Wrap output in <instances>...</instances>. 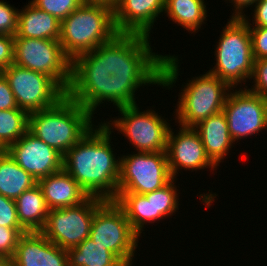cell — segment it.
Listing matches in <instances>:
<instances>
[{"instance_id":"8fae6325","label":"cell","mask_w":267,"mask_h":266,"mask_svg":"<svg viewBox=\"0 0 267 266\" xmlns=\"http://www.w3.org/2000/svg\"><path fill=\"white\" fill-rule=\"evenodd\" d=\"M105 201L89 196L74 207L49 210L45 226L40 232L64 250L74 248L90 237L94 213Z\"/></svg>"},{"instance_id":"f546056e","label":"cell","mask_w":267,"mask_h":266,"mask_svg":"<svg viewBox=\"0 0 267 266\" xmlns=\"http://www.w3.org/2000/svg\"><path fill=\"white\" fill-rule=\"evenodd\" d=\"M18 11L4 0L0 1V35L15 36L17 32Z\"/></svg>"},{"instance_id":"52a82bcc","label":"cell","mask_w":267,"mask_h":266,"mask_svg":"<svg viewBox=\"0 0 267 266\" xmlns=\"http://www.w3.org/2000/svg\"><path fill=\"white\" fill-rule=\"evenodd\" d=\"M117 109L121 116L113 117V121L110 118V121L102 122L107 129L123 133L137 152H166L167 137L172 126L167 118L164 119L165 116L162 118L151 107V110L141 112L137 104Z\"/></svg>"},{"instance_id":"cb8c5ba5","label":"cell","mask_w":267,"mask_h":266,"mask_svg":"<svg viewBox=\"0 0 267 266\" xmlns=\"http://www.w3.org/2000/svg\"><path fill=\"white\" fill-rule=\"evenodd\" d=\"M114 201L124 211L132 229L141 237L144 226L153 223L152 197L138 193H117Z\"/></svg>"},{"instance_id":"9c48e42d","label":"cell","mask_w":267,"mask_h":266,"mask_svg":"<svg viewBox=\"0 0 267 266\" xmlns=\"http://www.w3.org/2000/svg\"><path fill=\"white\" fill-rule=\"evenodd\" d=\"M14 64L48 75L65 92L69 89L72 61L59 40L14 37Z\"/></svg>"},{"instance_id":"603a6c76","label":"cell","mask_w":267,"mask_h":266,"mask_svg":"<svg viewBox=\"0 0 267 266\" xmlns=\"http://www.w3.org/2000/svg\"><path fill=\"white\" fill-rule=\"evenodd\" d=\"M205 4L204 0H165L164 13L189 33H198V29L207 21L208 10Z\"/></svg>"},{"instance_id":"8992f818","label":"cell","mask_w":267,"mask_h":266,"mask_svg":"<svg viewBox=\"0 0 267 266\" xmlns=\"http://www.w3.org/2000/svg\"><path fill=\"white\" fill-rule=\"evenodd\" d=\"M181 89L174 119L178 125L185 127H195L209 116L223 111L227 97L233 90L228 83L208 71L191 78Z\"/></svg>"},{"instance_id":"7a4b0ae2","label":"cell","mask_w":267,"mask_h":266,"mask_svg":"<svg viewBox=\"0 0 267 266\" xmlns=\"http://www.w3.org/2000/svg\"><path fill=\"white\" fill-rule=\"evenodd\" d=\"M99 123L66 152L63 169L88 196L114 200L120 176V157L116 159L113 153L111 130Z\"/></svg>"},{"instance_id":"83f0119b","label":"cell","mask_w":267,"mask_h":266,"mask_svg":"<svg viewBox=\"0 0 267 266\" xmlns=\"http://www.w3.org/2000/svg\"><path fill=\"white\" fill-rule=\"evenodd\" d=\"M37 8L53 15L60 22L76 10L82 3V0H31Z\"/></svg>"},{"instance_id":"f1b7e54d","label":"cell","mask_w":267,"mask_h":266,"mask_svg":"<svg viewBox=\"0 0 267 266\" xmlns=\"http://www.w3.org/2000/svg\"><path fill=\"white\" fill-rule=\"evenodd\" d=\"M26 232L24 228L0 226V256L11 259L20 236Z\"/></svg>"},{"instance_id":"1f68e13d","label":"cell","mask_w":267,"mask_h":266,"mask_svg":"<svg viewBox=\"0 0 267 266\" xmlns=\"http://www.w3.org/2000/svg\"><path fill=\"white\" fill-rule=\"evenodd\" d=\"M0 226L10 228H23L17 217L15 200L0 194Z\"/></svg>"},{"instance_id":"e0dca14e","label":"cell","mask_w":267,"mask_h":266,"mask_svg":"<svg viewBox=\"0 0 267 266\" xmlns=\"http://www.w3.org/2000/svg\"><path fill=\"white\" fill-rule=\"evenodd\" d=\"M11 266H69L68 254L40 231L26 232L18 240Z\"/></svg>"},{"instance_id":"5bb4252c","label":"cell","mask_w":267,"mask_h":266,"mask_svg":"<svg viewBox=\"0 0 267 266\" xmlns=\"http://www.w3.org/2000/svg\"><path fill=\"white\" fill-rule=\"evenodd\" d=\"M6 151L36 181L63 169V155L29 130Z\"/></svg>"},{"instance_id":"ac0fdd59","label":"cell","mask_w":267,"mask_h":266,"mask_svg":"<svg viewBox=\"0 0 267 266\" xmlns=\"http://www.w3.org/2000/svg\"><path fill=\"white\" fill-rule=\"evenodd\" d=\"M49 210L74 207L89 196L64 169L37 181Z\"/></svg>"},{"instance_id":"e575fe53","label":"cell","mask_w":267,"mask_h":266,"mask_svg":"<svg viewBox=\"0 0 267 266\" xmlns=\"http://www.w3.org/2000/svg\"><path fill=\"white\" fill-rule=\"evenodd\" d=\"M253 7L254 10L251 13L254 19H252L253 24H251L249 17L246 15L242 17L247 22L248 27H267V0H258Z\"/></svg>"},{"instance_id":"ba28073f","label":"cell","mask_w":267,"mask_h":266,"mask_svg":"<svg viewBox=\"0 0 267 266\" xmlns=\"http://www.w3.org/2000/svg\"><path fill=\"white\" fill-rule=\"evenodd\" d=\"M139 237L114 200H106L95 211L90 238L114 253L124 264L132 266Z\"/></svg>"},{"instance_id":"30bf717a","label":"cell","mask_w":267,"mask_h":266,"mask_svg":"<svg viewBox=\"0 0 267 266\" xmlns=\"http://www.w3.org/2000/svg\"><path fill=\"white\" fill-rule=\"evenodd\" d=\"M173 179L166 152H133L120 156L117 193L146 194L160 189Z\"/></svg>"},{"instance_id":"4316f807","label":"cell","mask_w":267,"mask_h":266,"mask_svg":"<svg viewBox=\"0 0 267 266\" xmlns=\"http://www.w3.org/2000/svg\"><path fill=\"white\" fill-rule=\"evenodd\" d=\"M177 178H173L167 185L153 192L144 194L152 197L153 223L161 219L171 217L179 209V195L176 187ZM167 216V217H166Z\"/></svg>"},{"instance_id":"d6986e66","label":"cell","mask_w":267,"mask_h":266,"mask_svg":"<svg viewBox=\"0 0 267 266\" xmlns=\"http://www.w3.org/2000/svg\"><path fill=\"white\" fill-rule=\"evenodd\" d=\"M193 128L199 134L207 156L216 166H219L235 144L229 133L225 113L221 111L211 115Z\"/></svg>"},{"instance_id":"d4e9b609","label":"cell","mask_w":267,"mask_h":266,"mask_svg":"<svg viewBox=\"0 0 267 266\" xmlns=\"http://www.w3.org/2000/svg\"><path fill=\"white\" fill-rule=\"evenodd\" d=\"M69 266H121L123 262L112 252L87 237L67 250Z\"/></svg>"},{"instance_id":"5b68a950","label":"cell","mask_w":267,"mask_h":266,"mask_svg":"<svg viewBox=\"0 0 267 266\" xmlns=\"http://www.w3.org/2000/svg\"><path fill=\"white\" fill-rule=\"evenodd\" d=\"M230 18L223 27L219 42H216V64L208 72L232 88L242 83H245L246 88V81L251 79L255 62L251 34L243 18Z\"/></svg>"},{"instance_id":"4fadbf2b","label":"cell","mask_w":267,"mask_h":266,"mask_svg":"<svg viewBox=\"0 0 267 266\" xmlns=\"http://www.w3.org/2000/svg\"><path fill=\"white\" fill-rule=\"evenodd\" d=\"M223 112L234 142L267 130V98L245 87L230 91Z\"/></svg>"},{"instance_id":"d590c367","label":"cell","mask_w":267,"mask_h":266,"mask_svg":"<svg viewBox=\"0 0 267 266\" xmlns=\"http://www.w3.org/2000/svg\"><path fill=\"white\" fill-rule=\"evenodd\" d=\"M18 108L14 94L9 87L5 76L0 74V110H9Z\"/></svg>"},{"instance_id":"8d00e7d4","label":"cell","mask_w":267,"mask_h":266,"mask_svg":"<svg viewBox=\"0 0 267 266\" xmlns=\"http://www.w3.org/2000/svg\"><path fill=\"white\" fill-rule=\"evenodd\" d=\"M228 0H225V2ZM258 0H229V3H233L234 13H232L231 17L242 18L245 13L244 8L252 7Z\"/></svg>"},{"instance_id":"484cf974","label":"cell","mask_w":267,"mask_h":266,"mask_svg":"<svg viewBox=\"0 0 267 266\" xmlns=\"http://www.w3.org/2000/svg\"><path fill=\"white\" fill-rule=\"evenodd\" d=\"M29 113L21 108L0 110V150H6L28 131Z\"/></svg>"},{"instance_id":"44dd1931","label":"cell","mask_w":267,"mask_h":266,"mask_svg":"<svg viewBox=\"0 0 267 266\" xmlns=\"http://www.w3.org/2000/svg\"><path fill=\"white\" fill-rule=\"evenodd\" d=\"M15 203L18 221L27 232L41 231L44 228L49 208L38 184L25 190Z\"/></svg>"},{"instance_id":"3957f363","label":"cell","mask_w":267,"mask_h":266,"mask_svg":"<svg viewBox=\"0 0 267 266\" xmlns=\"http://www.w3.org/2000/svg\"><path fill=\"white\" fill-rule=\"evenodd\" d=\"M94 116L67 94L54 106L29 113L28 130L63 156L93 127Z\"/></svg>"},{"instance_id":"ffe728a7","label":"cell","mask_w":267,"mask_h":266,"mask_svg":"<svg viewBox=\"0 0 267 266\" xmlns=\"http://www.w3.org/2000/svg\"><path fill=\"white\" fill-rule=\"evenodd\" d=\"M18 11L17 32L14 37L59 40L61 22L31 2Z\"/></svg>"},{"instance_id":"836d02e7","label":"cell","mask_w":267,"mask_h":266,"mask_svg":"<svg viewBox=\"0 0 267 266\" xmlns=\"http://www.w3.org/2000/svg\"><path fill=\"white\" fill-rule=\"evenodd\" d=\"M14 63V36L0 35V72Z\"/></svg>"},{"instance_id":"7402d4cb","label":"cell","mask_w":267,"mask_h":266,"mask_svg":"<svg viewBox=\"0 0 267 266\" xmlns=\"http://www.w3.org/2000/svg\"><path fill=\"white\" fill-rule=\"evenodd\" d=\"M37 181L6 150H0V194L16 200L25 190L34 187Z\"/></svg>"},{"instance_id":"2e32d148","label":"cell","mask_w":267,"mask_h":266,"mask_svg":"<svg viewBox=\"0 0 267 266\" xmlns=\"http://www.w3.org/2000/svg\"><path fill=\"white\" fill-rule=\"evenodd\" d=\"M164 10L165 0H118L113 8L116 30L151 36L153 25Z\"/></svg>"},{"instance_id":"6da1fadb","label":"cell","mask_w":267,"mask_h":266,"mask_svg":"<svg viewBox=\"0 0 267 266\" xmlns=\"http://www.w3.org/2000/svg\"><path fill=\"white\" fill-rule=\"evenodd\" d=\"M150 37L118 33L111 41L77 56L66 94L94 116L104 102L115 108L136 105L135 92L141 86L157 84L170 90L180 75L178 55L153 52Z\"/></svg>"},{"instance_id":"7c38bea8","label":"cell","mask_w":267,"mask_h":266,"mask_svg":"<svg viewBox=\"0 0 267 266\" xmlns=\"http://www.w3.org/2000/svg\"><path fill=\"white\" fill-rule=\"evenodd\" d=\"M2 74L8 81L18 108L28 113L54 106L66 92L48 75L11 64Z\"/></svg>"},{"instance_id":"f35d334b","label":"cell","mask_w":267,"mask_h":266,"mask_svg":"<svg viewBox=\"0 0 267 266\" xmlns=\"http://www.w3.org/2000/svg\"><path fill=\"white\" fill-rule=\"evenodd\" d=\"M0 266H11V259L0 256Z\"/></svg>"},{"instance_id":"9a60e30c","label":"cell","mask_w":267,"mask_h":266,"mask_svg":"<svg viewBox=\"0 0 267 266\" xmlns=\"http://www.w3.org/2000/svg\"><path fill=\"white\" fill-rule=\"evenodd\" d=\"M178 133L170 127L167 137V160L173 178L179 171L216 170L217 166L207 156L199 134L193 127L179 125Z\"/></svg>"},{"instance_id":"277c9868","label":"cell","mask_w":267,"mask_h":266,"mask_svg":"<svg viewBox=\"0 0 267 266\" xmlns=\"http://www.w3.org/2000/svg\"><path fill=\"white\" fill-rule=\"evenodd\" d=\"M117 34L112 7L82 3L61 21L59 41L65 55L73 61L111 41Z\"/></svg>"},{"instance_id":"d6a6232c","label":"cell","mask_w":267,"mask_h":266,"mask_svg":"<svg viewBox=\"0 0 267 266\" xmlns=\"http://www.w3.org/2000/svg\"><path fill=\"white\" fill-rule=\"evenodd\" d=\"M251 39L254 59L267 58V27H248Z\"/></svg>"},{"instance_id":"4dcf8cb0","label":"cell","mask_w":267,"mask_h":266,"mask_svg":"<svg viewBox=\"0 0 267 266\" xmlns=\"http://www.w3.org/2000/svg\"><path fill=\"white\" fill-rule=\"evenodd\" d=\"M252 86L246 87L250 92L267 98V58L257 59L254 62L253 74L251 76Z\"/></svg>"},{"instance_id":"74e56055","label":"cell","mask_w":267,"mask_h":266,"mask_svg":"<svg viewBox=\"0 0 267 266\" xmlns=\"http://www.w3.org/2000/svg\"><path fill=\"white\" fill-rule=\"evenodd\" d=\"M83 3L104 4L112 8L117 4L118 0H82Z\"/></svg>"}]
</instances>
